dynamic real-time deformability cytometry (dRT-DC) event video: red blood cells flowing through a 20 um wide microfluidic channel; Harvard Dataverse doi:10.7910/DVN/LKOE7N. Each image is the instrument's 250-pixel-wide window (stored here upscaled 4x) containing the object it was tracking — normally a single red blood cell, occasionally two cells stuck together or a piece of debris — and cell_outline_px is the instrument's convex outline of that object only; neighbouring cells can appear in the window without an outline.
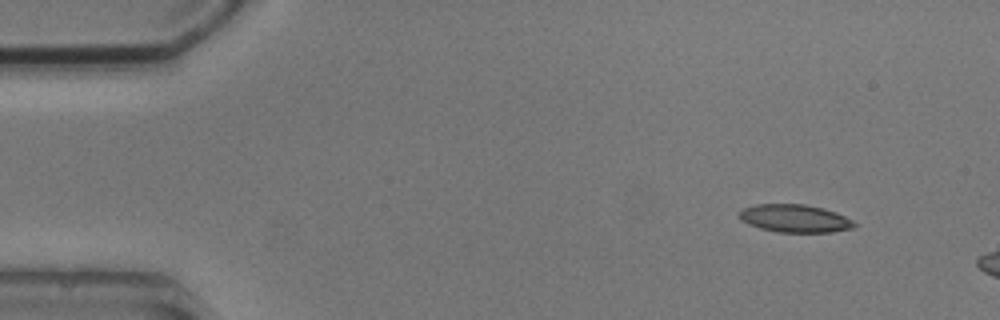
{"species": "common noctule bat (a hibernating species)", "species_latin": "Nyctalus noctula", "temperature_condition": "cold", "stored_images_in_passage": 3, "camera_frame_rate_fps": 3000, "um_per_image_px": 0.085, "animal": {"sex": "male", "body_mass_g": 20.5, "forearm_length_mm": 52.5}, "frame": {"image": 1, "passage_image": 1, "time_ms": 0.0, "image_size_px": [1000, 320], "cell_outline_px": [[856, 224], [852, 228], [832, 232], [776, 232], [760, 228], [748, 224], [740, 220], [740, 212], [744, 208], [756, 204], [804, 204], [824, 208], [836, 212], [852, 220]], "centroid_in_image_um": [67.56, 18.56], "position_along_channel_um": 17.4, "area_um2": 18.61}}